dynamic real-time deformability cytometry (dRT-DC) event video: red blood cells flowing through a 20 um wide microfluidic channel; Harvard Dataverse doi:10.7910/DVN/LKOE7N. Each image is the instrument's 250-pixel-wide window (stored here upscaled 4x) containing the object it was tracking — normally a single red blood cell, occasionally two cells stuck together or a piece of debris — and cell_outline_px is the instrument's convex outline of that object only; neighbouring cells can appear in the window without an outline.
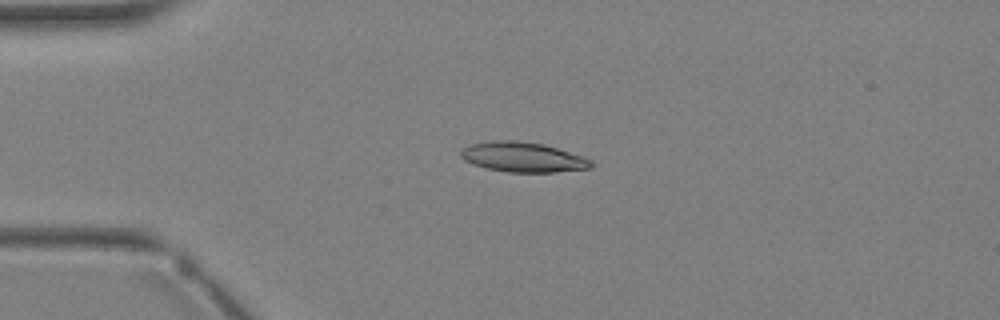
{"species": "Egyptian fruit bat (a non-hibernating species)", "species_latin": "Rousettus aegyptiacus", "temperature_condition": "warm", "stored_images_in_passage": 2, "camera_frame_rate_fps": 3000, "um_per_image_px": 0.085, "animal": {"sex": "female"}, "frame": {"image": 1, "passage_image": 2, "time_ms": 1.0, "image_size_px": [1000, 320], "cell_outline_px": [[592, 168], [556, 172], [508, 172], [488, 168], [472, 164], [464, 160], [460, 156], [460, 152], [464, 148], [472, 144], [492, 140], [516, 140], [544, 144], [592, 160]], "centroid_in_image_um": [44.43, 13.35], "position_along_channel_um": 40.6, "area_um2": 22.54}}